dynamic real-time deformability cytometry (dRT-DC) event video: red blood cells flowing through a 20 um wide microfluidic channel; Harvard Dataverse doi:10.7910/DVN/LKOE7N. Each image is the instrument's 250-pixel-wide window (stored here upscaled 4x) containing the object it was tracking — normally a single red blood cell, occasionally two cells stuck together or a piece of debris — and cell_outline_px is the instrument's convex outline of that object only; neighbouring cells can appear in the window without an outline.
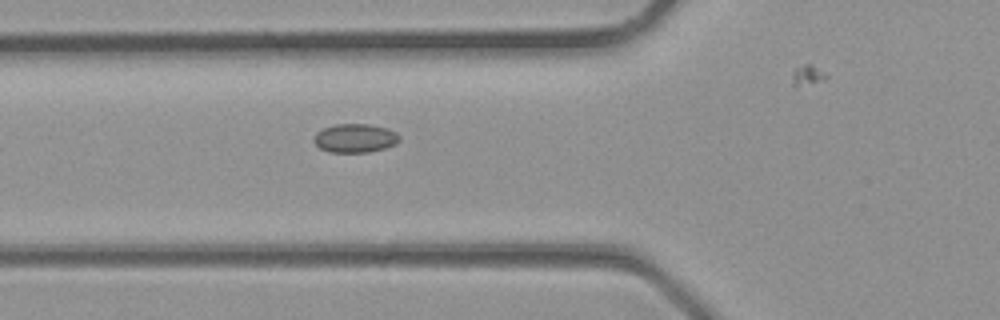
{"species": "common noctule bat (a hibernating species)", "species_latin": "Nyctalus noctula", "temperature_condition": "room temperature", "stored_images_in_passage": 18, "camera_frame_rate_fps": 3000, "um_per_image_px": 0.085, "animal": {"sex": "male", "body_mass_g": 23.1, "forearm_length_mm": 52.7}, "frame": {"image": 1, "passage_image": 2, "time_ms": 0.333, "image_size_px": [1000, 320], "cell_outline_px": [[400, 140], [396, 144], [384, 148], [368, 152], [328, 152], [320, 148], [312, 140], [316, 132], [324, 128], [336, 124], [368, 124], [388, 128], [396, 132], [400, 136]], "centroid_in_image_um": [30.18, 11.74], "position_along_channel_um": 95.6, "area_um2": 14.39}}
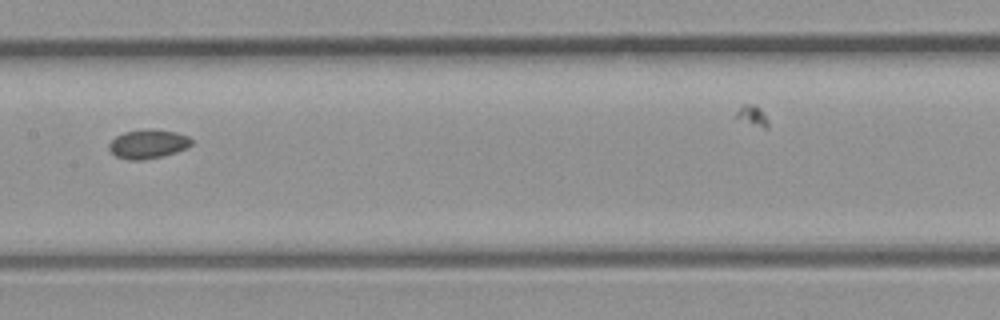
{"frame": {"image": 2, "passage_image": 7, "time_ms": 2.0, "image_size_px": [1000, 320], "cell_outline_px": [[192, 144], [176, 152], [144, 160], [128, 160], [116, 156], [108, 148], [108, 144], [116, 136], [124, 132], [176, 132], [188, 136], [192, 140]], "centroid_in_image_um": [12.55, 12.29], "position_along_channel_um": 194.8, "area_um2": 13.12}}
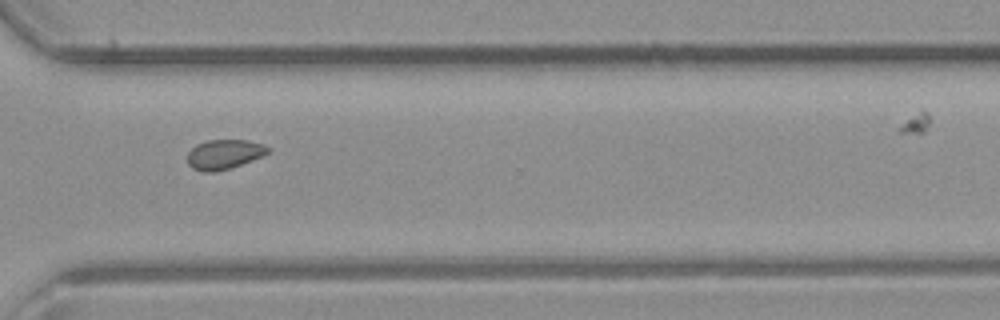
{"frame": {"image": 3, "passage_image": 15, "time_ms": 4.667, "image_size_px": [1000, 320], "cell_outline_px": [[268, 152], [252, 160], [216, 172], [204, 172], [192, 168], [188, 164], [188, 152], [196, 144], [208, 140], [248, 140], [264, 144], [268, 148]], "centroid_in_image_um": [19.01, 13.11], "position_along_channel_um": 351.6, "area_um2": 13.7}}